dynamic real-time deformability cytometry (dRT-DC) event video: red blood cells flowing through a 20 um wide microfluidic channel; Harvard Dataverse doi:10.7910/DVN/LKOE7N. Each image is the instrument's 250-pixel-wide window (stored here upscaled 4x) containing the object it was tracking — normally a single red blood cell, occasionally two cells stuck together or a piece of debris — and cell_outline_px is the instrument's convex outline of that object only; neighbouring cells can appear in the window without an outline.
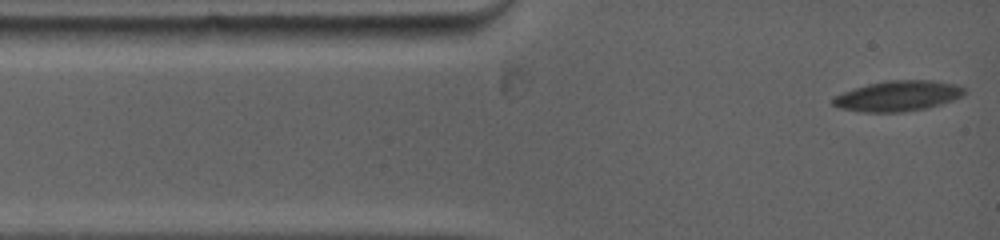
{"species": "common noctule bat (a hibernating species)", "species_latin": "Nyctalus noctula", "temperature_condition": "warm", "stored_images_in_passage": 55, "camera_frame_rate_fps": 5000, "um_per_image_px": 0.085, "animal": {"sex": "female", "body_mass_g": 19.0, "forearm_length_mm": 53.3}, "frame": {"image": 1, "passage_image": 1, "time_ms": 0.0, "image_size_px": [1000, 240], "cell_outline_px": [[964, 96], [928, 108], [904, 112], [860, 112], [840, 108], [832, 104], [832, 96], [868, 84], [888, 80], [932, 80], [952, 84], [964, 88]], "centroid_in_image_um": [76.29, 8.17], "position_along_channel_um": 8.7, "area_um2": 23.24}}
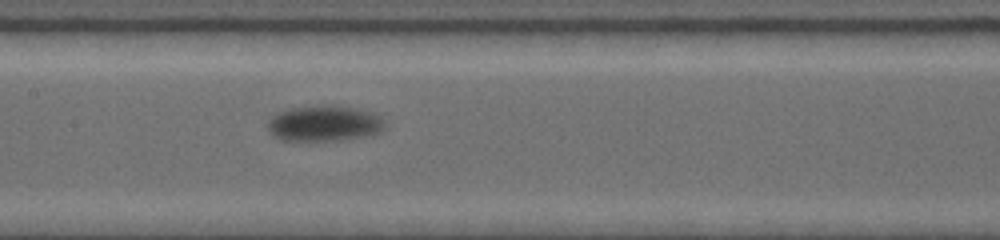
{"frame": {"image": 2, "passage_image": 22, "time_ms": 5.8, "image_size_px": [1000, 240], "cell_outline_px": [[384, 128], [380, 132], [368, 136], [344, 140], [280, 140], [272, 136], [268, 132], [268, 120], [276, 112], [292, 108], [316, 104], [332, 104], [356, 108], [372, 112], [380, 116], [384, 124]], "centroid_in_image_um": [27.54, 10.47], "position_along_channel_um": 179.9, "area_um2": 24.91}}
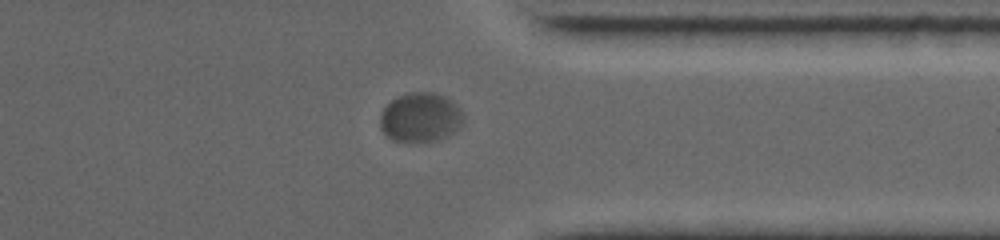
{"frame": {"image": 3, "passage_image": 45, "time_ms": 11.2, "image_size_px": [1000, 240], "cell_outline_px": [[464, 124], [460, 128], [448, 136], [436, 140], [408, 144], [392, 140], [380, 128], [380, 112], [396, 96], [408, 92], [432, 92], [448, 96], [456, 104], [464, 116]], "centroid_in_image_um": [35.75, 9.99], "position_along_channel_um": 375.7, "area_um2": 24.68}}